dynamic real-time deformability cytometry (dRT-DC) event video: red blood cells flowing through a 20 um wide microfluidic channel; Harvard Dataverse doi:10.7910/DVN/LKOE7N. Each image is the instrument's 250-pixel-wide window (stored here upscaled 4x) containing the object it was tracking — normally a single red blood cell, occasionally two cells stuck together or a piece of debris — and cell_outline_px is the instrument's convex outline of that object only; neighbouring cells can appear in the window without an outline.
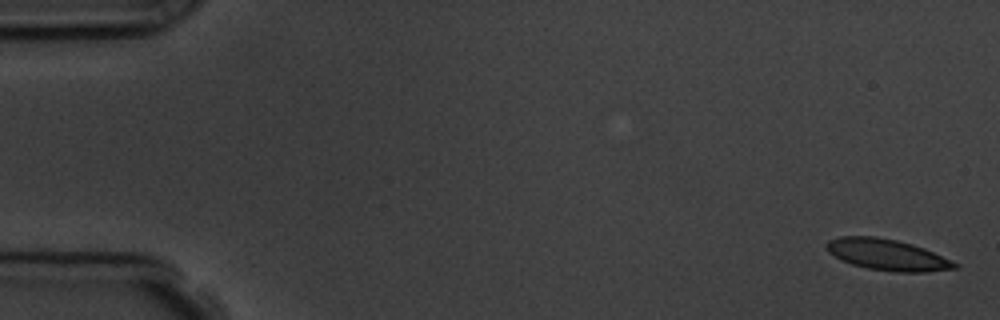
{"species": "common noctule bat (a hibernating species)", "species_latin": "Nyctalus noctula", "temperature_condition": "room temperature", "stored_images_in_passage": 5, "camera_frame_rate_fps": 3000, "um_per_image_px": 0.085, "animal": {"sex": "male", "body_mass_g": 19.5, "forearm_length_mm": 54.6}, "frame": {"image": 1, "passage_image": 1, "time_ms": 0.0, "image_size_px": [1000, 320], "cell_outline_px": [[960, 268], [924, 272], [896, 272], [868, 268], [852, 264], [828, 252], [824, 244], [828, 240], [840, 236], [876, 236], [896, 240], [912, 244], [924, 248], [960, 264]], "centroid_in_image_um": [75.43, 21.65], "position_along_channel_um": 9.6, "area_um2": 23.24}}
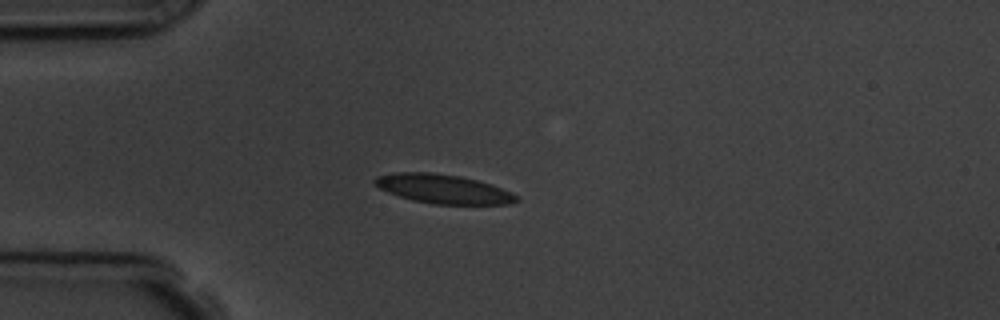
{"frame": {"image": 2, "passage_image": 5, "time_ms": 4.333, "image_size_px": [1000, 320], "cell_outline_px": [[520, 200], [512, 204], [432, 204], [412, 200], [388, 192], [380, 188], [372, 180], [376, 176], [392, 172], [432, 172], [460, 176], [492, 184], [512, 192]], "centroid_in_image_um": [37.68, 16.05], "position_along_channel_um": 47.3, "area_um2": 24.1}}